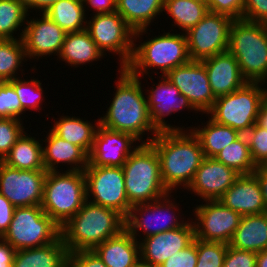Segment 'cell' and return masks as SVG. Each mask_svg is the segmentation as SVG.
<instances>
[{
	"instance_id": "1",
	"label": "cell",
	"mask_w": 267,
	"mask_h": 267,
	"mask_svg": "<svg viewBox=\"0 0 267 267\" xmlns=\"http://www.w3.org/2000/svg\"><path fill=\"white\" fill-rule=\"evenodd\" d=\"M189 131H161L142 141L150 143L158 153L162 181L170 192L182 184L187 189L204 159L198 138Z\"/></svg>"
},
{
	"instance_id": "2",
	"label": "cell",
	"mask_w": 267,
	"mask_h": 267,
	"mask_svg": "<svg viewBox=\"0 0 267 267\" xmlns=\"http://www.w3.org/2000/svg\"><path fill=\"white\" fill-rule=\"evenodd\" d=\"M117 90L106 115L98 119L105 128L129 133L141 140L146 132H152L154 138L158 131L149 117L147 99L143 94L139 77L133 76L126 68H120Z\"/></svg>"
},
{
	"instance_id": "3",
	"label": "cell",
	"mask_w": 267,
	"mask_h": 267,
	"mask_svg": "<svg viewBox=\"0 0 267 267\" xmlns=\"http://www.w3.org/2000/svg\"><path fill=\"white\" fill-rule=\"evenodd\" d=\"M87 199L79 211L61 228V238L69 253L93 250L125 229V218L113 209Z\"/></svg>"
},
{
	"instance_id": "4",
	"label": "cell",
	"mask_w": 267,
	"mask_h": 267,
	"mask_svg": "<svg viewBox=\"0 0 267 267\" xmlns=\"http://www.w3.org/2000/svg\"><path fill=\"white\" fill-rule=\"evenodd\" d=\"M122 169L126 196L132 206L155 201L172 193L162 181L160 159L150 143H140Z\"/></svg>"
},
{
	"instance_id": "5",
	"label": "cell",
	"mask_w": 267,
	"mask_h": 267,
	"mask_svg": "<svg viewBox=\"0 0 267 267\" xmlns=\"http://www.w3.org/2000/svg\"><path fill=\"white\" fill-rule=\"evenodd\" d=\"M227 51L237 60L248 82L267 80V24L243 19L233 21ZM263 81V82H262Z\"/></svg>"
},
{
	"instance_id": "6",
	"label": "cell",
	"mask_w": 267,
	"mask_h": 267,
	"mask_svg": "<svg viewBox=\"0 0 267 267\" xmlns=\"http://www.w3.org/2000/svg\"><path fill=\"white\" fill-rule=\"evenodd\" d=\"M87 201L84 171L47 172L41 208L60 227Z\"/></svg>"
},
{
	"instance_id": "7",
	"label": "cell",
	"mask_w": 267,
	"mask_h": 267,
	"mask_svg": "<svg viewBox=\"0 0 267 267\" xmlns=\"http://www.w3.org/2000/svg\"><path fill=\"white\" fill-rule=\"evenodd\" d=\"M134 44L133 56L125 67L133 76L140 77L150 67L159 68L165 76L173 68L191 61L188 52L186 34L165 33L162 36L143 42L138 47ZM149 68V69H148ZM140 75V76H139Z\"/></svg>"
},
{
	"instance_id": "8",
	"label": "cell",
	"mask_w": 267,
	"mask_h": 267,
	"mask_svg": "<svg viewBox=\"0 0 267 267\" xmlns=\"http://www.w3.org/2000/svg\"><path fill=\"white\" fill-rule=\"evenodd\" d=\"M261 85L264 83L247 82L235 92L217 97L207 114H211L213 121L245 135L256 123L263 104L265 88Z\"/></svg>"
},
{
	"instance_id": "9",
	"label": "cell",
	"mask_w": 267,
	"mask_h": 267,
	"mask_svg": "<svg viewBox=\"0 0 267 267\" xmlns=\"http://www.w3.org/2000/svg\"><path fill=\"white\" fill-rule=\"evenodd\" d=\"M61 236V228L41 206L16 207L2 239L16 251L44 246Z\"/></svg>"
},
{
	"instance_id": "10",
	"label": "cell",
	"mask_w": 267,
	"mask_h": 267,
	"mask_svg": "<svg viewBox=\"0 0 267 267\" xmlns=\"http://www.w3.org/2000/svg\"><path fill=\"white\" fill-rule=\"evenodd\" d=\"M86 30L103 54L104 51H110L120 56V68H125L130 63L135 44V31L117 11L95 13L92 20L86 23Z\"/></svg>"
},
{
	"instance_id": "11",
	"label": "cell",
	"mask_w": 267,
	"mask_h": 267,
	"mask_svg": "<svg viewBox=\"0 0 267 267\" xmlns=\"http://www.w3.org/2000/svg\"><path fill=\"white\" fill-rule=\"evenodd\" d=\"M84 174L87 199L92 196L91 203L113 209L126 218L132 205L126 196L122 167L87 166Z\"/></svg>"
},
{
	"instance_id": "12",
	"label": "cell",
	"mask_w": 267,
	"mask_h": 267,
	"mask_svg": "<svg viewBox=\"0 0 267 267\" xmlns=\"http://www.w3.org/2000/svg\"><path fill=\"white\" fill-rule=\"evenodd\" d=\"M233 21L227 15L208 12L196 26L190 28L186 37L191 61H202L226 52Z\"/></svg>"
},
{
	"instance_id": "13",
	"label": "cell",
	"mask_w": 267,
	"mask_h": 267,
	"mask_svg": "<svg viewBox=\"0 0 267 267\" xmlns=\"http://www.w3.org/2000/svg\"><path fill=\"white\" fill-rule=\"evenodd\" d=\"M46 170H19L0 161V193L15 207L41 206Z\"/></svg>"
},
{
	"instance_id": "14",
	"label": "cell",
	"mask_w": 267,
	"mask_h": 267,
	"mask_svg": "<svg viewBox=\"0 0 267 267\" xmlns=\"http://www.w3.org/2000/svg\"><path fill=\"white\" fill-rule=\"evenodd\" d=\"M205 202L193 209L197 217L195 220L199 221L193 222L195 238L229 244L242 216L219 200Z\"/></svg>"
},
{
	"instance_id": "15",
	"label": "cell",
	"mask_w": 267,
	"mask_h": 267,
	"mask_svg": "<svg viewBox=\"0 0 267 267\" xmlns=\"http://www.w3.org/2000/svg\"><path fill=\"white\" fill-rule=\"evenodd\" d=\"M165 77L180 90L197 111L207 113L212 108L216 97L201 61H190L175 67Z\"/></svg>"
},
{
	"instance_id": "16",
	"label": "cell",
	"mask_w": 267,
	"mask_h": 267,
	"mask_svg": "<svg viewBox=\"0 0 267 267\" xmlns=\"http://www.w3.org/2000/svg\"><path fill=\"white\" fill-rule=\"evenodd\" d=\"M167 197H169V194L164 196L163 198H160L155 201H151L148 203H142V204H136L133 205L130 208V211L125 218V229L137 240V231L143 230V233L145 234V237L155 235L158 233H162L165 231H169L172 229H176L178 227H181L185 224L183 220L179 221L177 220L178 216H175L173 214L174 208L177 209L176 205L173 204L172 200H168ZM166 198V199H165ZM162 200V201H161ZM165 202V203H164ZM168 203V204H167ZM170 213L169 211L172 210L171 217L168 218V214L166 212ZM140 216H139V214ZM148 213V214H147ZM166 213L167 215L162 216V214ZM138 215V216H137ZM147 215V217L145 216ZM159 215V216H158ZM142 216V217H141ZM154 218L155 220L154 225L153 222H150L151 218ZM146 218V219H145ZM162 220L161 223L159 220ZM169 219V220H168ZM153 220V219H151ZM148 221V222H147ZM181 222V223H180ZM156 224V226H155ZM139 229V230H137Z\"/></svg>"
},
{
	"instance_id": "17",
	"label": "cell",
	"mask_w": 267,
	"mask_h": 267,
	"mask_svg": "<svg viewBox=\"0 0 267 267\" xmlns=\"http://www.w3.org/2000/svg\"><path fill=\"white\" fill-rule=\"evenodd\" d=\"M96 123L97 130L87 166L122 167L138 147L132 145L138 139L129 133L114 131Z\"/></svg>"
},
{
	"instance_id": "18",
	"label": "cell",
	"mask_w": 267,
	"mask_h": 267,
	"mask_svg": "<svg viewBox=\"0 0 267 267\" xmlns=\"http://www.w3.org/2000/svg\"><path fill=\"white\" fill-rule=\"evenodd\" d=\"M195 239V228L191 221L181 227L151 235L140 244V259L153 267H159L174 253L189 246Z\"/></svg>"
},
{
	"instance_id": "19",
	"label": "cell",
	"mask_w": 267,
	"mask_h": 267,
	"mask_svg": "<svg viewBox=\"0 0 267 267\" xmlns=\"http://www.w3.org/2000/svg\"><path fill=\"white\" fill-rule=\"evenodd\" d=\"M40 19L26 20L27 26L22 29L20 39L23 41L26 57L58 54L61 51L66 32L51 20L45 13Z\"/></svg>"
},
{
	"instance_id": "20",
	"label": "cell",
	"mask_w": 267,
	"mask_h": 267,
	"mask_svg": "<svg viewBox=\"0 0 267 267\" xmlns=\"http://www.w3.org/2000/svg\"><path fill=\"white\" fill-rule=\"evenodd\" d=\"M163 80L149 92L147 98L149 117L152 125L158 131H183V128L172 127L165 122L164 117L182 110L183 108L194 109L189 100L180 93V90L165 76Z\"/></svg>"
},
{
	"instance_id": "21",
	"label": "cell",
	"mask_w": 267,
	"mask_h": 267,
	"mask_svg": "<svg viewBox=\"0 0 267 267\" xmlns=\"http://www.w3.org/2000/svg\"><path fill=\"white\" fill-rule=\"evenodd\" d=\"M239 176L234 169L215 158L204 157L187 189L204 201L219 200Z\"/></svg>"
},
{
	"instance_id": "22",
	"label": "cell",
	"mask_w": 267,
	"mask_h": 267,
	"mask_svg": "<svg viewBox=\"0 0 267 267\" xmlns=\"http://www.w3.org/2000/svg\"><path fill=\"white\" fill-rule=\"evenodd\" d=\"M201 62L206 68L209 84L216 98L235 92L248 82L242 76L237 60L228 51Z\"/></svg>"
},
{
	"instance_id": "23",
	"label": "cell",
	"mask_w": 267,
	"mask_h": 267,
	"mask_svg": "<svg viewBox=\"0 0 267 267\" xmlns=\"http://www.w3.org/2000/svg\"><path fill=\"white\" fill-rule=\"evenodd\" d=\"M219 201L241 216L266 212L261 188L254 174L240 175Z\"/></svg>"
},
{
	"instance_id": "24",
	"label": "cell",
	"mask_w": 267,
	"mask_h": 267,
	"mask_svg": "<svg viewBox=\"0 0 267 267\" xmlns=\"http://www.w3.org/2000/svg\"><path fill=\"white\" fill-rule=\"evenodd\" d=\"M42 141L48 143L42 147L43 164L47 172L57 171L59 163L69 164L68 171H84L89 164V155L81 147L62 139L52 130Z\"/></svg>"
},
{
	"instance_id": "25",
	"label": "cell",
	"mask_w": 267,
	"mask_h": 267,
	"mask_svg": "<svg viewBox=\"0 0 267 267\" xmlns=\"http://www.w3.org/2000/svg\"><path fill=\"white\" fill-rule=\"evenodd\" d=\"M93 251L107 267H132L140 259V244L126 229Z\"/></svg>"
},
{
	"instance_id": "26",
	"label": "cell",
	"mask_w": 267,
	"mask_h": 267,
	"mask_svg": "<svg viewBox=\"0 0 267 267\" xmlns=\"http://www.w3.org/2000/svg\"><path fill=\"white\" fill-rule=\"evenodd\" d=\"M69 251L61 236L53 243L15 252L13 267H68Z\"/></svg>"
},
{
	"instance_id": "27",
	"label": "cell",
	"mask_w": 267,
	"mask_h": 267,
	"mask_svg": "<svg viewBox=\"0 0 267 267\" xmlns=\"http://www.w3.org/2000/svg\"><path fill=\"white\" fill-rule=\"evenodd\" d=\"M229 246L255 253L267 249V212L242 216Z\"/></svg>"
},
{
	"instance_id": "28",
	"label": "cell",
	"mask_w": 267,
	"mask_h": 267,
	"mask_svg": "<svg viewBox=\"0 0 267 267\" xmlns=\"http://www.w3.org/2000/svg\"><path fill=\"white\" fill-rule=\"evenodd\" d=\"M163 8L164 0H116V11L135 31L136 39L146 32L157 14L164 11Z\"/></svg>"
},
{
	"instance_id": "29",
	"label": "cell",
	"mask_w": 267,
	"mask_h": 267,
	"mask_svg": "<svg viewBox=\"0 0 267 267\" xmlns=\"http://www.w3.org/2000/svg\"><path fill=\"white\" fill-rule=\"evenodd\" d=\"M103 55V52L85 29L79 32L66 33L58 58L71 66L78 67L77 65L99 60Z\"/></svg>"
},
{
	"instance_id": "30",
	"label": "cell",
	"mask_w": 267,
	"mask_h": 267,
	"mask_svg": "<svg viewBox=\"0 0 267 267\" xmlns=\"http://www.w3.org/2000/svg\"><path fill=\"white\" fill-rule=\"evenodd\" d=\"M39 141L24 132L2 162L19 170H45Z\"/></svg>"
},
{
	"instance_id": "31",
	"label": "cell",
	"mask_w": 267,
	"mask_h": 267,
	"mask_svg": "<svg viewBox=\"0 0 267 267\" xmlns=\"http://www.w3.org/2000/svg\"><path fill=\"white\" fill-rule=\"evenodd\" d=\"M204 128H191L198 138L204 157L214 158L225 147L233 143L241 134L233 128L219 124L211 118Z\"/></svg>"
},
{
	"instance_id": "32",
	"label": "cell",
	"mask_w": 267,
	"mask_h": 267,
	"mask_svg": "<svg viewBox=\"0 0 267 267\" xmlns=\"http://www.w3.org/2000/svg\"><path fill=\"white\" fill-rule=\"evenodd\" d=\"M97 126L81 118L61 116L51 130L62 139L81 147L88 155L93 147Z\"/></svg>"
},
{
	"instance_id": "33",
	"label": "cell",
	"mask_w": 267,
	"mask_h": 267,
	"mask_svg": "<svg viewBox=\"0 0 267 267\" xmlns=\"http://www.w3.org/2000/svg\"><path fill=\"white\" fill-rule=\"evenodd\" d=\"M85 6L82 0H58L44 13L66 33L79 32L86 29Z\"/></svg>"
},
{
	"instance_id": "34",
	"label": "cell",
	"mask_w": 267,
	"mask_h": 267,
	"mask_svg": "<svg viewBox=\"0 0 267 267\" xmlns=\"http://www.w3.org/2000/svg\"><path fill=\"white\" fill-rule=\"evenodd\" d=\"M185 33L196 26L209 12L205 1L200 0H164V8Z\"/></svg>"
},
{
	"instance_id": "35",
	"label": "cell",
	"mask_w": 267,
	"mask_h": 267,
	"mask_svg": "<svg viewBox=\"0 0 267 267\" xmlns=\"http://www.w3.org/2000/svg\"><path fill=\"white\" fill-rule=\"evenodd\" d=\"M214 158L240 175L253 174L257 168L251 158L248 141L244 134L221 150Z\"/></svg>"
},
{
	"instance_id": "36",
	"label": "cell",
	"mask_w": 267,
	"mask_h": 267,
	"mask_svg": "<svg viewBox=\"0 0 267 267\" xmlns=\"http://www.w3.org/2000/svg\"><path fill=\"white\" fill-rule=\"evenodd\" d=\"M27 58L23 41L18 39H0V76L6 80H13L20 69L22 61Z\"/></svg>"
},
{
	"instance_id": "37",
	"label": "cell",
	"mask_w": 267,
	"mask_h": 267,
	"mask_svg": "<svg viewBox=\"0 0 267 267\" xmlns=\"http://www.w3.org/2000/svg\"><path fill=\"white\" fill-rule=\"evenodd\" d=\"M27 14L23 0H0V39H17L13 34L23 26Z\"/></svg>"
},
{
	"instance_id": "38",
	"label": "cell",
	"mask_w": 267,
	"mask_h": 267,
	"mask_svg": "<svg viewBox=\"0 0 267 267\" xmlns=\"http://www.w3.org/2000/svg\"><path fill=\"white\" fill-rule=\"evenodd\" d=\"M228 245L223 242L203 241L196 238V267H223Z\"/></svg>"
},
{
	"instance_id": "39",
	"label": "cell",
	"mask_w": 267,
	"mask_h": 267,
	"mask_svg": "<svg viewBox=\"0 0 267 267\" xmlns=\"http://www.w3.org/2000/svg\"><path fill=\"white\" fill-rule=\"evenodd\" d=\"M13 87L17 95L19 96V100L22 106V112L28 109H35L38 111L41 110L39 106L42 102V87L41 82L39 80H25L15 78L13 80L8 81Z\"/></svg>"
},
{
	"instance_id": "40",
	"label": "cell",
	"mask_w": 267,
	"mask_h": 267,
	"mask_svg": "<svg viewBox=\"0 0 267 267\" xmlns=\"http://www.w3.org/2000/svg\"><path fill=\"white\" fill-rule=\"evenodd\" d=\"M21 119L0 118V161L8 155L13 145L25 132Z\"/></svg>"
},
{
	"instance_id": "41",
	"label": "cell",
	"mask_w": 267,
	"mask_h": 267,
	"mask_svg": "<svg viewBox=\"0 0 267 267\" xmlns=\"http://www.w3.org/2000/svg\"><path fill=\"white\" fill-rule=\"evenodd\" d=\"M245 136L255 166H267V129L255 123Z\"/></svg>"
},
{
	"instance_id": "42",
	"label": "cell",
	"mask_w": 267,
	"mask_h": 267,
	"mask_svg": "<svg viewBox=\"0 0 267 267\" xmlns=\"http://www.w3.org/2000/svg\"><path fill=\"white\" fill-rule=\"evenodd\" d=\"M22 106L14 87L7 81L0 89V118L20 119Z\"/></svg>"
},
{
	"instance_id": "43",
	"label": "cell",
	"mask_w": 267,
	"mask_h": 267,
	"mask_svg": "<svg viewBox=\"0 0 267 267\" xmlns=\"http://www.w3.org/2000/svg\"><path fill=\"white\" fill-rule=\"evenodd\" d=\"M209 12L224 14L234 20L242 19L244 2L243 0H206Z\"/></svg>"
},
{
	"instance_id": "44",
	"label": "cell",
	"mask_w": 267,
	"mask_h": 267,
	"mask_svg": "<svg viewBox=\"0 0 267 267\" xmlns=\"http://www.w3.org/2000/svg\"><path fill=\"white\" fill-rule=\"evenodd\" d=\"M197 247L196 238L186 248L174 253L159 267H196Z\"/></svg>"
},
{
	"instance_id": "45",
	"label": "cell",
	"mask_w": 267,
	"mask_h": 267,
	"mask_svg": "<svg viewBox=\"0 0 267 267\" xmlns=\"http://www.w3.org/2000/svg\"><path fill=\"white\" fill-rule=\"evenodd\" d=\"M257 253L232 248L228 245L223 267H256Z\"/></svg>"
},
{
	"instance_id": "46",
	"label": "cell",
	"mask_w": 267,
	"mask_h": 267,
	"mask_svg": "<svg viewBox=\"0 0 267 267\" xmlns=\"http://www.w3.org/2000/svg\"><path fill=\"white\" fill-rule=\"evenodd\" d=\"M242 19L267 24V0H243Z\"/></svg>"
},
{
	"instance_id": "47",
	"label": "cell",
	"mask_w": 267,
	"mask_h": 267,
	"mask_svg": "<svg viewBox=\"0 0 267 267\" xmlns=\"http://www.w3.org/2000/svg\"><path fill=\"white\" fill-rule=\"evenodd\" d=\"M68 267H107L93 250L69 253Z\"/></svg>"
},
{
	"instance_id": "48",
	"label": "cell",
	"mask_w": 267,
	"mask_h": 267,
	"mask_svg": "<svg viewBox=\"0 0 267 267\" xmlns=\"http://www.w3.org/2000/svg\"><path fill=\"white\" fill-rule=\"evenodd\" d=\"M15 206L0 193V238L7 232L13 218Z\"/></svg>"
},
{
	"instance_id": "49",
	"label": "cell",
	"mask_w": 267,
	"mask_h": 267,
	"mask_svg": "<svg viewBox=\"0 0 267 267\" xmlns=\"http://www.w3.org/2000/svg\"><path fill=\"white\" fill-rule=\"evenodd\" d=\"M82 3L92 6L97 14L116 12V0H82Z\"/></svg>"
},
{
	"instance_id": "50",
	"label": "cell",
	"mask_w": 267,
	"mask_h": 267,
	"mask_svg": "<svg viewBox=\"0 0 267 267\" xmlns=\"http://www.w3.org/2000/svg\"><path fill=\"white\" fill-rule=\"evenodd\" d=\"M16 250L0 238V267H13V258Z\"/></svg>"
},
{
	"instance_id": "51",
	"label": "cell",
	"mask_w": 267,
	"mask_h": 267,
	"mask_svg": "<svg viewBox=\"0 0 267 267\" xmlns=\"http://www.w3.org/2000/svg\"><path fill=\"white\" fill-rule=\"evenodd\" d=\"M253 174L258 179L267 212V166L257 167Z\"/></svg>"
},
{
	"instance_id": "52",
	"label": "cell",
	"mask_w": 267,
	"mask_h": 267,
	"mask_svg": "<svg viewBox=\"0 0 267 267\" xmlns=\"http://www.w3.org/2000/svg\"><path fill=\"white\" fill-rule=\"evenodd\" d=\"M57 1L58 0H23V3L27 12H29L28 9L32 8L33 10L40 9V12L44 13Z\"/></svg>"
},
{
	"instance_id": "53",
	"label": "cell",
	"mask_w": 267,
	"mask_h": 267,
	"mask_svg": "<svg viewBox=\"0 0 267 267\" xmlns=\"http://www.w3.org/2000/svg\"><path fill=\"white\" fill-rule=\"evenodd\" d=\"M256 124L267 129V107L264 104L260 106Z\"/></svg>"
},
{
	"instance_id": "54",
	"label": "cell",
	"mask_w": 267,
	"mask_h": 267,
	"mask_svg": "<svg viewBox=\"0 0 267 267\" xmlns=\"http://www.w3.org/2000/svg\"><path fill=\"white\" fill-rule=\"evenodd\" d=\"M256 267H267V249L257 253Z\"/></svg>"
},
{
	"instance_id": "55",
	"label": "cell",
	"mask_w": 267,
	"mask_h": 267,
	"mask_svg": "<svg viewBox=\"0 0 267 267\" xmlns=\"http://www.w3.org/2000/svg\"><path fill=\"white\" fill-rule=\"evenodd\" d=\"M132 267H153V266L139 259V261Z\"/></svg>"
},
{
	"instance_id": "56",
	"label": "cell",
	"mask_w": 267,
	"mask_h": 267,
	"mask_svg": "<svg viewBox=\"0 0 267 267\" xmlns=\"http://www.w3.org/2000/svg\"><path fill=\"white\" fill-rule=\"evenodd\" d=\"M263 104L267 107V89L264 91Z\"/></svg>"
},
{
	"instance_id": "57",
	"label": "cell",
	"mask_w": 267,
	"mask_h": 267,
	"mask_svg": "<svg viewBox=\"0 0 267 267\" xmlns=\"http://www.w3.org/2000/svg\"><path fill=\"white\" fill-rule=\"evenodd\" d=\"M7 81L4 80L1 76H0V89L2 88V86L6 83Z\"/></svg>"
}]
</instances>
